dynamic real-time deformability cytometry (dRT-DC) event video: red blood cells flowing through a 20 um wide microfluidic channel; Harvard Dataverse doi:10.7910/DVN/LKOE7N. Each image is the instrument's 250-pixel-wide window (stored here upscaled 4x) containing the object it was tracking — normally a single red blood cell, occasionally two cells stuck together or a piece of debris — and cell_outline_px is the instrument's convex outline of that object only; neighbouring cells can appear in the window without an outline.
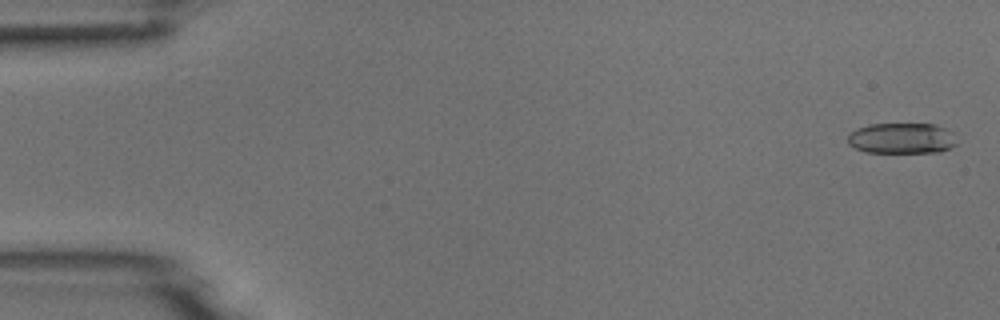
{"species": "common noctule bat (a hibernating species)", "species_latin": "Nyctalus noctula", "temperature_condition": "room temperature", "stored_images_in_passage": 5, "camera_frame_rate_fps": 3000, "um_per_image_px": 0.085, "animal": {"sex": "male", "body_mass_g": 18.8}, "frame": {"image": 1, "passage_image": 1, "time_ms": 0.0, "image_size_px": [1000, 320], "cell_outline_px": [[956, 144], [940, 152], [864, 152], [848, 144], [848, 132], [856, 128], [868, 124], [936, 124], [952, 132]], "centroid_in_image_um": [76.6, 11.74], "position_along_channel_um": 8.4, "area_um2": 19.54}}
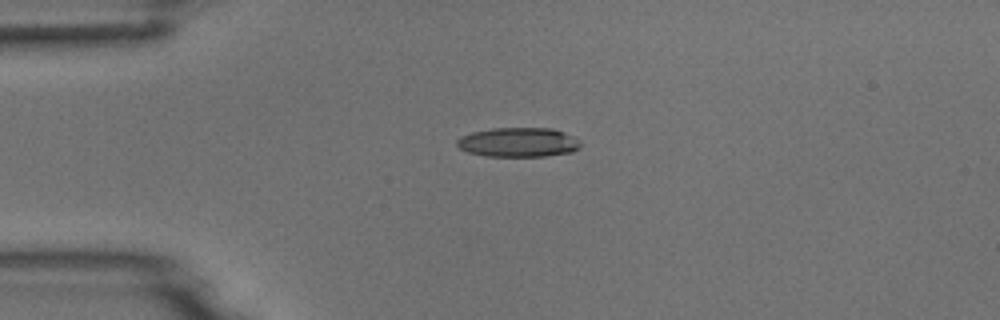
{"frame": {"image": 2, "passage_image": 4, "time_ms": 1.0, "image_size_px": [1000, 320], "cell_outline_px": [[580, 148], [572, 152], [544, 156], [484, 156], [468, 152], [460, 148], [456, 144], [456, 140], [460, 136], [472, 132], [492, 128], [552, 128], [564, 132], [580, 140]], "centroid_in_image_um": [44.05, 12.09], "position_along_channel_um": 40.9, "area_um2": 21.27}}